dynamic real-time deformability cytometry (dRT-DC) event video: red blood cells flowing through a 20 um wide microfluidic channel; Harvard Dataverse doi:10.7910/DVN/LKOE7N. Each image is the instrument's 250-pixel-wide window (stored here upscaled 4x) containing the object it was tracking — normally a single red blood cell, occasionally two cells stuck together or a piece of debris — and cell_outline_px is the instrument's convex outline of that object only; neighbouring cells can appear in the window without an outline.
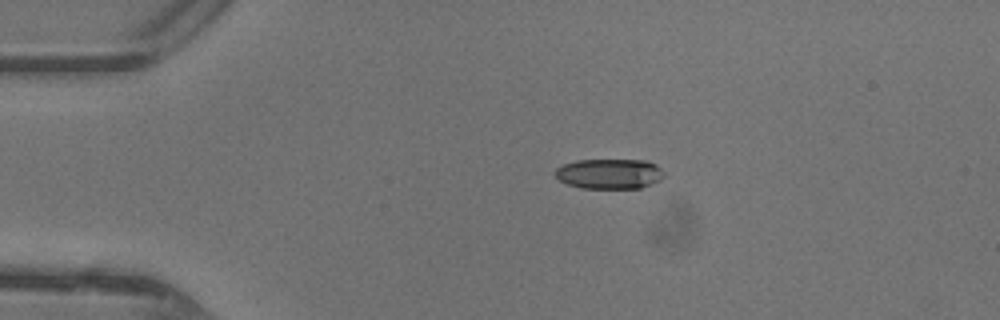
{"species": "common noctule bat (a hibernating species)", "species_latin": "Nyctalus noctula", "temperature_condition": "warm", "stored_images_in_passage": 38, "camera_frame_rate_fps": 3000, "um_per_image_px": 0.085, "animal": {"sex": "female"}, "frame": {"image": 1, "passage_image": 1, "time_ms": 0.0, "image_size_px": [1000, 320], "cell_outline_px": [[664, 176], [660, 180], [652, 184], [640, 188], [580, 188], [568, 184], [560, 180], [552, 172], [556, 168], [564, 164], [576, 160], [644, 160], [656, 164], [664, 172]], "centroid_in_image_um": [51.8, 14.77], "position_along_channel_um": 33.2, "area_um2": 19.19}}
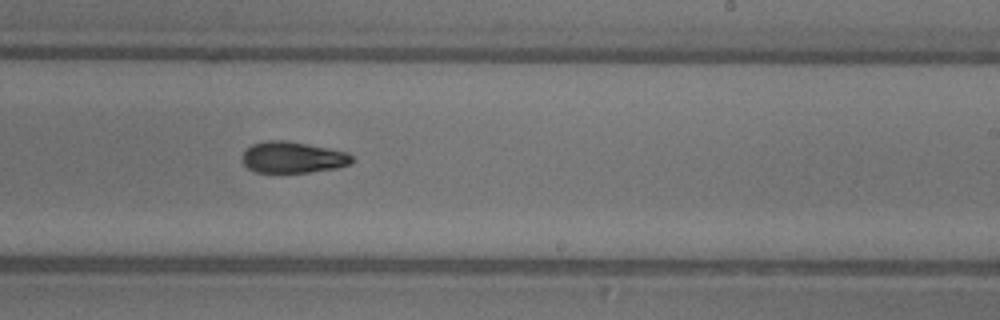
{"frame": {"image": 2, "passage_image": 20, "time_ms": 6.333, "image_size_px": [1000, 320], "cell_outline_px": [[352, 164], [336, 168], [308, 172], [256, 172], [248, 168], [244, 164], [240, 156], [252, 144], [264, 140], [284, 140], [328, 148], [348, 152], [352, 156]], "centroid_in_image_um": [24.87, 13.37], "position_along_channel_um": 264.1, "area_um2": 20.0}}
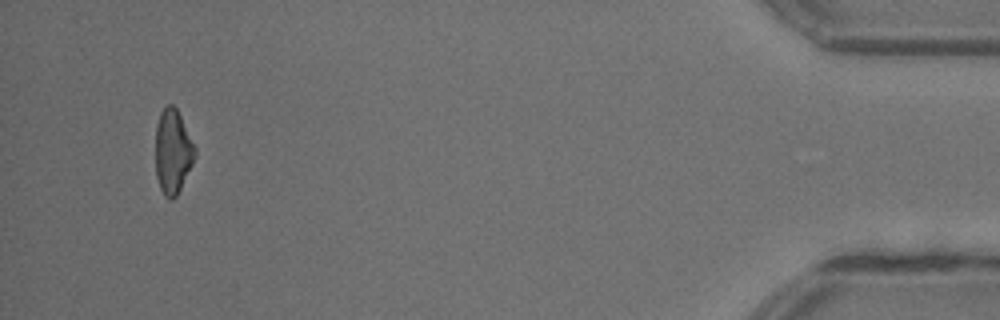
{"frame": {"image": 3, "passage_image": 36, "time_ms": 11.667, "image_size_px": [1000, 320], "cell_outline_px": [[196, 156], [176, 196], [172, 200], [164, 196], [160, 188], [156, 176], [156, 124], [160, 112], [168, 104], [172, 104], [176, 108], [196, 148]], "centroid_in_image_um": [14.68, 12.88], "position_along_channel_um": 420.5, "area_um2": 19.19}, "authors_computed_cell_mechanics": {"area_um2": 20.4034, "velocity_mm_per_s": 4.4245, "shape_relaxation_time_tau1_ms": 3.4661, "shape_relaxation_time_tau2_ms": 4.2299, "deformation_change_tau1": 0.1591, "deformation_change_tau2": 0.1161}}